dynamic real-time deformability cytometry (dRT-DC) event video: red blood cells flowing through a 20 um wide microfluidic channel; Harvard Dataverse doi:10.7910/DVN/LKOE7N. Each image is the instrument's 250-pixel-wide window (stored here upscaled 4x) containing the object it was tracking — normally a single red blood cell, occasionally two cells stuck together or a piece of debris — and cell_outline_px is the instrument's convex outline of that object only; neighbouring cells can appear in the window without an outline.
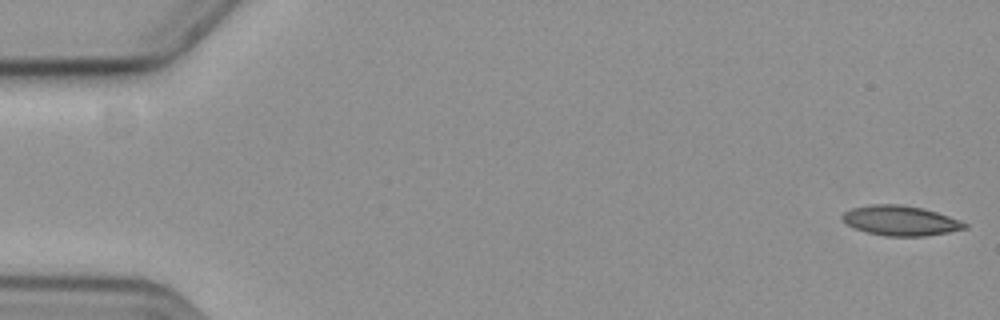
{"species": "common noctule bat (a hibernating species)", "species_latin": "Nyctalus noctula", "temperature_condition": "cold", "stored_images_in_passage": 43, "camera_frame_rate_fps": 3000, "um_per_image_px": 0.085, "animal": {"sex": "female", "body_mass_g": 19.3, "forearm_length_mm": 54.1}, "frame": {"image": 1, "passage_image": 1, "time_ms": 0.0, "image_size_px": [1000, 320], "cell_outline_px": [[968, 228], [948, 232], [924, 236], [884, 236], [868, 232], [856, 228], [848, 224], [840, 216], [844, 212], [852, 208], [872, 204], [900, 204], [920, 208], [936, 212], [960, 220], [968, 224]], "centroid_in_image_um": [76.55, 18.75], "position_along_channel_um": 8.4, "area_um2": 21.1}}
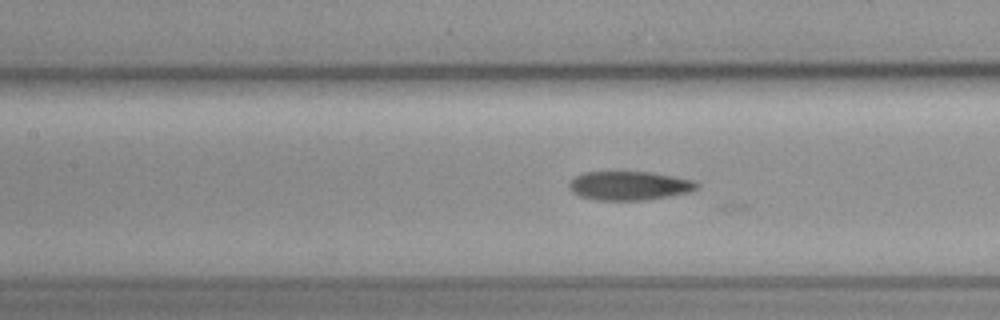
{"frame": {"image": 2, "passage_image": 26, "time_ms": 8.333, "image_size_px": [1000, 320], "cell_outline_px": [[700, 184], [696, 188], [688, 192], [648, 200], [596, 200], [580, 196], [572, 192], [568, 184], [576, 176], [584, 172], [652, 172], [696, 180]], "centroid_in_image_um": [53.51, 15.78], "position_along_channel_um": 153.9, "area_um2": 21.5}}
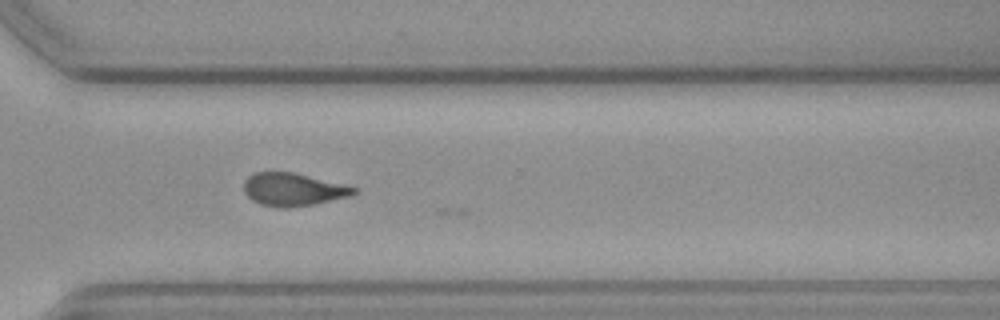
{"frame": {"image": 3, "passage_image": 42, "time_ms": 13.667, "image_size_px": [1000, 320], "cell_outline_px": [[360, 188], [356, 192], [348, 196], [312, 204], [288, 208], [280, 208], [260, 204], [252, 200], [244, 192], [244, 180], [248, 176], [256, 172], [292, 172], [344, 184]], "centroid_in_image_um": [24.89, 16.1], "position_along_channel_um": 345.7, "area_um2": 20.92}}